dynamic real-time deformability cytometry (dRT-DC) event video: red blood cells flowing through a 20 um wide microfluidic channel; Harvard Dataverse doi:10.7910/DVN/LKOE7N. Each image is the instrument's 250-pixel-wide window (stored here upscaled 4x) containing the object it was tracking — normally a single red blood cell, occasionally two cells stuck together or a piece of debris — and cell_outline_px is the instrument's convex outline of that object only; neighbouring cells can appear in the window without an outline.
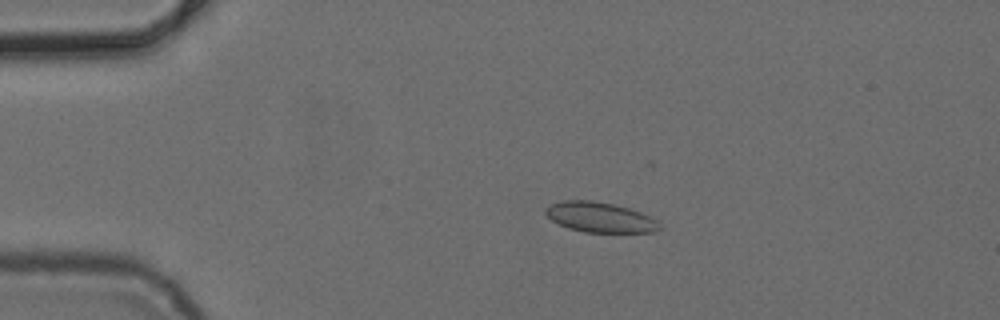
{"species": "common noctule bat (a hibernating species)", "species_latin": "Nyctalus noctula", "temperature_condition": "cold", "stored_images_in_passage": 4, "camera_frame_rate_fps": 3000, "um_per_image_px": 0.085, "animal": {"sex": "female", "body_mass_g": 24.6, "forearm_length_mm": 56.2}, "frame": {"image": 1, "passage_image": 1, "time_ms": 0.0, "image_size_px": [1000, 320], "cell_outline_px": [[660, 228], [656, 232], [584, 232], [568, 228], [552, 220], [544, 212], [544, 208], [552, 204], [564, 200], [588, 200], [616, 204], [640, 212], [656, 220], [660, 224]], "centroid_in_image_um": [50.99, 18.46], "position_along_channel_um": 34.0, "area_um2": 19.88}}
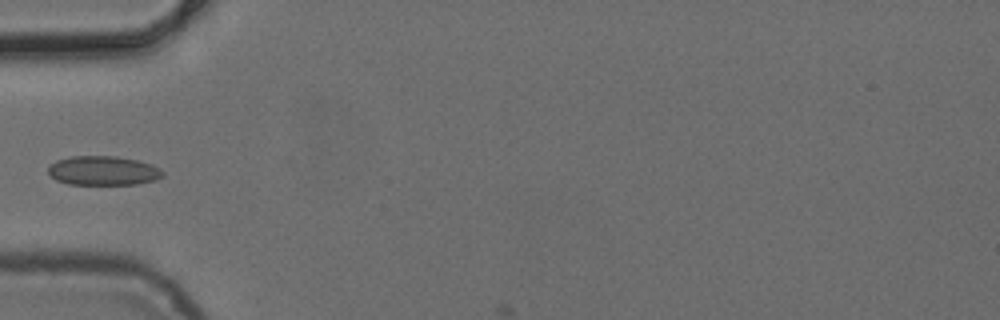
{"frame": {"image": 2, "passage_image": 3, "time_ms": 2.333, "image_size_px": [1000, 320], "cell_outline_px": [[164, 176], [156, 180], [136, 184], [68, 184], [56, 180], [48, 172], [48, 168], [56, 160], [72, 156], [116, 156], [136, 160], [152, 164], [160, 168], [164, 172]], "centroid_in_image_um": [8.8, 14.5], "position_along_channel_um": 76.2, "area_um2": 19.54}}